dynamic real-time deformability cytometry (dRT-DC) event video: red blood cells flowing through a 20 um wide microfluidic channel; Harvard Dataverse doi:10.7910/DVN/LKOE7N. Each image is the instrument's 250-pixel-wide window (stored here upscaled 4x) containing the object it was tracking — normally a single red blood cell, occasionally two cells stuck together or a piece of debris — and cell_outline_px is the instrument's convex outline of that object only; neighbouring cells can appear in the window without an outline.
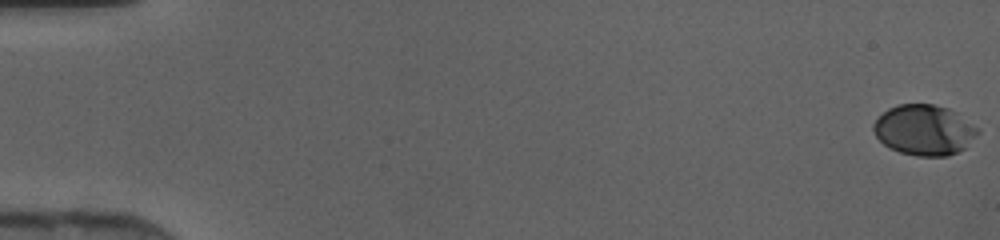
{"species": "human", "species_latin": "Homo sapiens", "temperature_condition": "cold", "stored_images_in_passage": 47, "camera_frame_rate_fps": 3000, "um_per_image_px": 0.085, "donor": {"sex": "female"}, "frame": {"image": 1, "passage_image": 1, "time_ms": 0.0, "image_size_px": [1000, 240], "cell_outline_px": [[980, 132], [964, 148], [948, 156], [916, 156], [900, 152], [884, 144], [876, 136], [872, 128], [872, 124], [888, 108], [896, 104], [932, 104], [948, 108], [956, 112], [980, 128]], "centroid_in_image_um": [78.57, 11.04], "position_along_channel_um": 6.4, "area_um2": 30.63}}
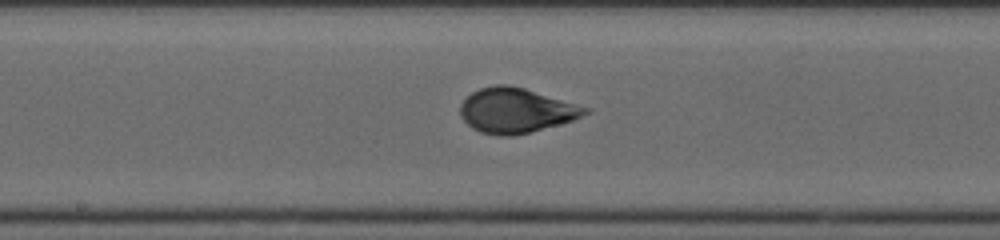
{"frame": {"image": 2, "passage_image": 26, "time_ms": 8.333, "image_size_px": [1000, 240], "cell_outline_px": [[592, 112], [572, 120], [560, 124], [532, 132], [512, 136], [500, 136], [480, 132], [472, 128], [460, 116], [460, 104], [472, 92], [480, 88], [496, 84], [508, 84], [524, 88], [592, 108]], "centroid_in_image_um": [43.88, 9.39], "position_along_channel_um": 204.3, "area_um2": 32.83}}
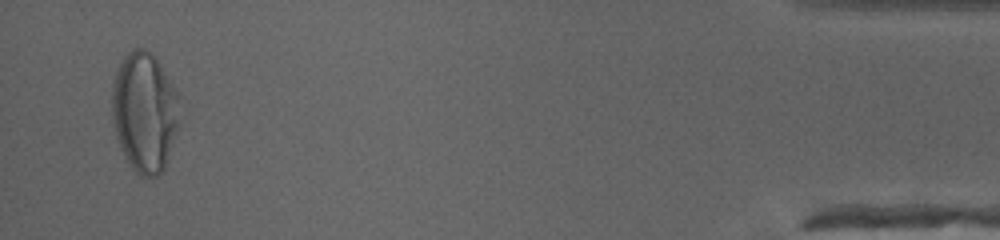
{"frame": {"image": 3, "passage_image": 46, "time_ms": 15.0, "image_size_px": [1000, 240], "cell_outline_px": [[180, 124], [164, 168], [156, 176], [140, 176], [132, 168], [124, 156], [120, 148], [112, 124], [112, 84], [116, 72], [124, 56], [132, 48], [144, 48], [152, 52], [156, 56], [176, 92], [180, 100]], "centroid_in_image_um": [12.29, 9.51], "position_along_channel_um": 422.9, "area_um2": 47.69}}